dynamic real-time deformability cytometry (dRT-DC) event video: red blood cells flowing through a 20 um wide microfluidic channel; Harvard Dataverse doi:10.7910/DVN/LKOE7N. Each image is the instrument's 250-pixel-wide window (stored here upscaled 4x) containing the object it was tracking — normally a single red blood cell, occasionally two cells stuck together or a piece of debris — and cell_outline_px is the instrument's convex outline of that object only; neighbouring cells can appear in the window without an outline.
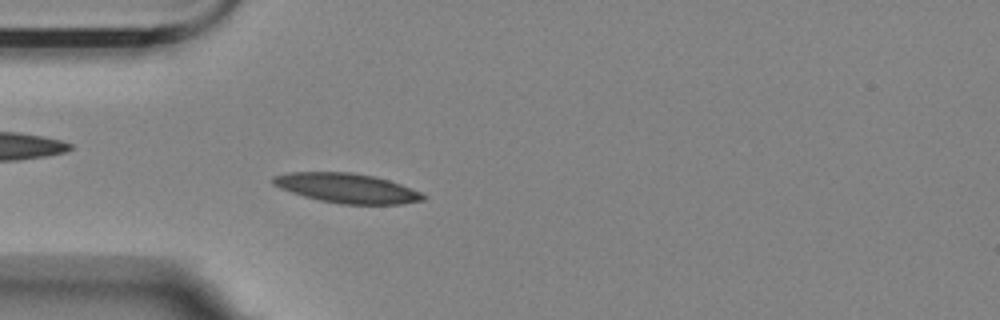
{"species": "Egyptian fruit bat (a non-hibernating species)", "species_latin": "Rousettus aegyptiacus", "temperature_condition": "room temperature", "stored_images_in_passage": 46, "camera_frame_rate_fps": 3000, "um_per_image_px": 0.085, "animal": {"sex": "female"}, "frame": {"image": 1, "passage_image": 6, "time_ms": 1.667, "image_size_px": [1000, 320], "cell_outline_px": [[428, 196], [424, 200], [400, 204], [340, 204], [320, 200], [304, 196], [280, 188], [272, 184], [272, 176], [288, 172], [352, 172], [376, 176], [400, 184], [420, 192]], "centroid_in_image_um": [29.48, 15.98], "position_along_channel_um": 55.5, "area_um2": 25.89}}
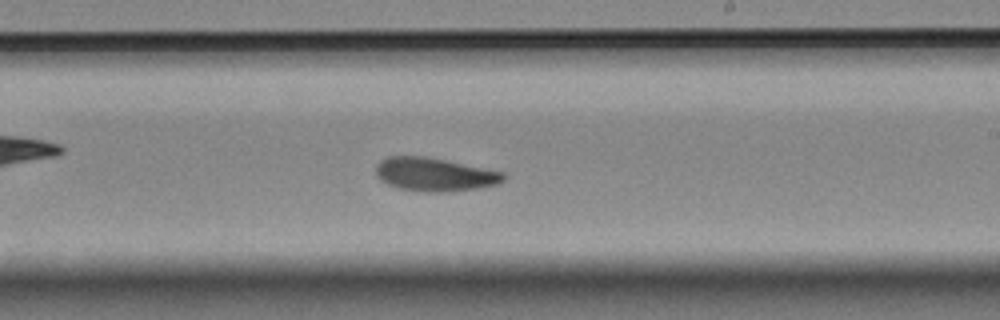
{"frame": {"image": 2, "passage_image": 23, "time_ms": 7.333, "image_size_px": [1000, 320], "cell_outline_px": [[508, 176], [504, 180], [496, 184], [476, 188], [448, 192], [424, 192], [400, 188], [388, 184], [380, 180], [376, 176], [376, 164], [380, 160], [388, 156], [424, 156], [504, 172]], "centroid_in_image_um": [36.92, 14.83], "position_along_channel_um": 252.1, "area_um2": 24.8}}
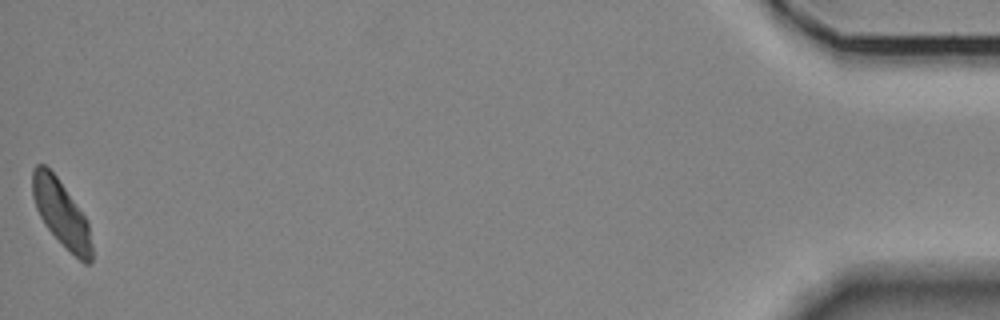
{"frame": {"image": 3, "passage_image": 46, "time_ms": 15.0, "image_size_px": [1000, 320], "cell_outline_px": [[92, 264], [84, 264], [44, 224], [36, 208], [32, 196], [32, 168], [36, 164], [44, 164], [56, 176], [88, 220], [92, 248]], "centroid_in_image_um": [5.21, 18.11], "position_along_channel_um": 430.0, "area_um2": 22.54}, "authors_computed_cell_mechanics": {"area_um2": 24.4783, "velocity_mm_per_s": 3.5519, "shape_relaxation_time_tau1_ms": 8.6237, "shape_relaxation_time_tau2_ms": 9.1514, "deformation_change_tau1": 0.1776, "deformation_change_tau2": 0.1569}}